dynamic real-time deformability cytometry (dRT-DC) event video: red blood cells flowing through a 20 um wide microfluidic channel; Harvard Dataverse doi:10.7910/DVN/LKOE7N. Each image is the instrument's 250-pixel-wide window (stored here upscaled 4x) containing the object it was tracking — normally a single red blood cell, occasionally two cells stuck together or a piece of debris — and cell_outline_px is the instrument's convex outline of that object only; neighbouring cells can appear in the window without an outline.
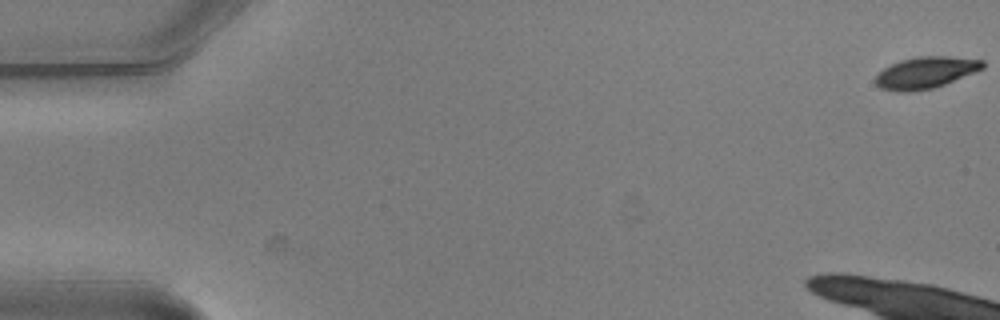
{"species": "common noctule bat (a hibernating species)", "species_latin": "Nyctalus noctula", "temperature_condition": "warm", "stored_images_in_passage": 5, "camera_frame_rate_fps": 3000, "um_per_image_px": 0.085, "animal": {"sex": "male", "body_mass_g": 20.5, "forearm_length_mm": 52.5}, "frame": {"image": 1, "passage_image": 1, "time_ms": 0.0, "image_size_px": [1000, 320], "cell_outline_px": [[984, 68], [944, 84], [932, 88], [912, 92], [896, 92], [880, 88], [876, 84], [876, 76], [884, 68], [900, 60], [916, 56], [948, 56], [984, 60]], "centroid_in_image_um": [78.66, 6.17], "position_along_channel_um": 6.3, "area_um2": 19.65}}